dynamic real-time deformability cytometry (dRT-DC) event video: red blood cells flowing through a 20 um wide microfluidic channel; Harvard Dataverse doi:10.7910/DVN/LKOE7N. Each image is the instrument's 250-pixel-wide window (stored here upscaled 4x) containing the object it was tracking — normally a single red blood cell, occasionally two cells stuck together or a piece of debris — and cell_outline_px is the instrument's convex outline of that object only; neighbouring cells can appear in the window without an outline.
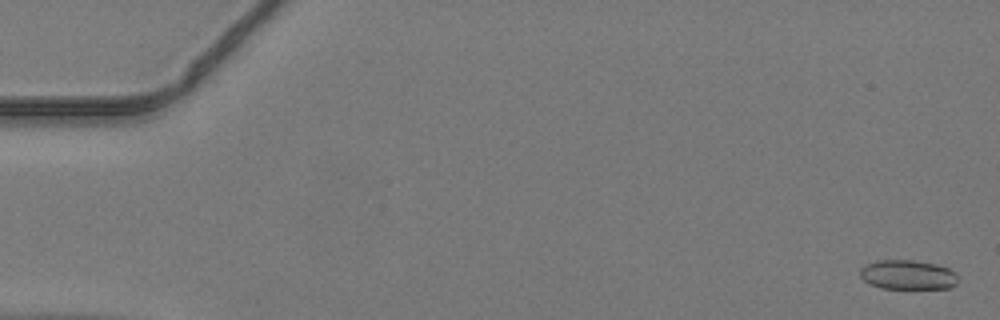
{"species": "common noctule bat (a hibernating species)", "species_latin": "Nyctalus noctula", "temperature_condition": "warm", "stored_images_in_passage": 49, "camera_frame_rate_fps": 3000, "um_per_image_px": 0.085, "animal": {"sex": "male", "body_mass_g": 19.2, "forearm_length_mm": 51.8}, "frame": {"image": 1, "passage_image": 2, "time_ms": 0.333, "image_size_px": [1000, 320], "cell_outline_px": [[956, 284], [952, 288], [880, 288], [868, 284], [860, 276], [860, 268], [864, 264], [876, 260], [912, 260], [936, 264], [948, 268], [956, 272]], "centroid_in_image_um": [77.12, 23.35], "position_along_channel_um": 7.9, "area_um2": 16.94}}
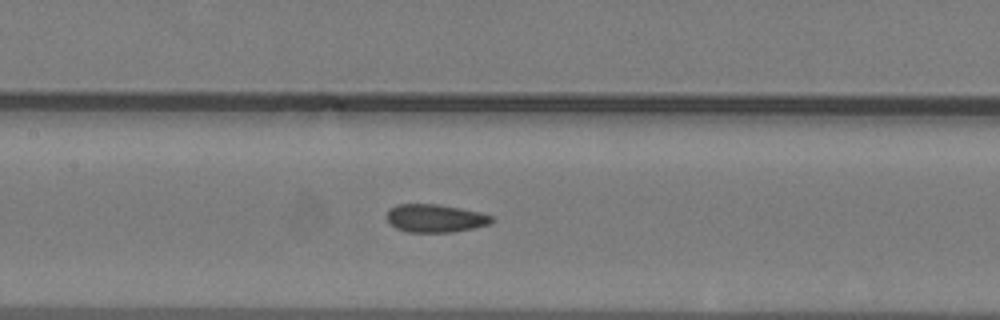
{"frame": {"image": 2, "passage_image": 24, "time_ms": 7.667, "image_size_px": [1000, 320], "cell_outline_px": [[492, 220], [488, 224], [472, 228], [452, 232], [408, 232], [396, 228], [384, 216], [388, 208], [396, 204], [436, 204], [460, 208], [480, 212], [492, 216]], "centroid_in_image_um": [36.92, 18.54], "position_along_channel_um": 170.5, "area_um2": 17.11}}
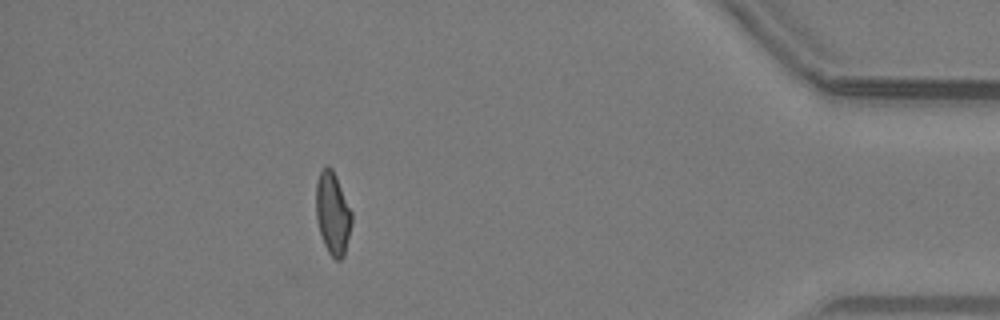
{"frame": {"image": 3, "passage_image": 44, "time_ms": 14.333, "image_size_px": [1000, 320], "cell_outline_px": [[352, 224], [344, 256], [340, 260], [336, 260], [328, 252], [324, 244], [316, 220], [316, 184], [320, 172], [328, 164], [332, 168], [336, 176], [352, 212]], "centroid_in_image_um": [28.28, 18.14], "position_along_channel_um": 406.9, "area_um2": 17.17}}